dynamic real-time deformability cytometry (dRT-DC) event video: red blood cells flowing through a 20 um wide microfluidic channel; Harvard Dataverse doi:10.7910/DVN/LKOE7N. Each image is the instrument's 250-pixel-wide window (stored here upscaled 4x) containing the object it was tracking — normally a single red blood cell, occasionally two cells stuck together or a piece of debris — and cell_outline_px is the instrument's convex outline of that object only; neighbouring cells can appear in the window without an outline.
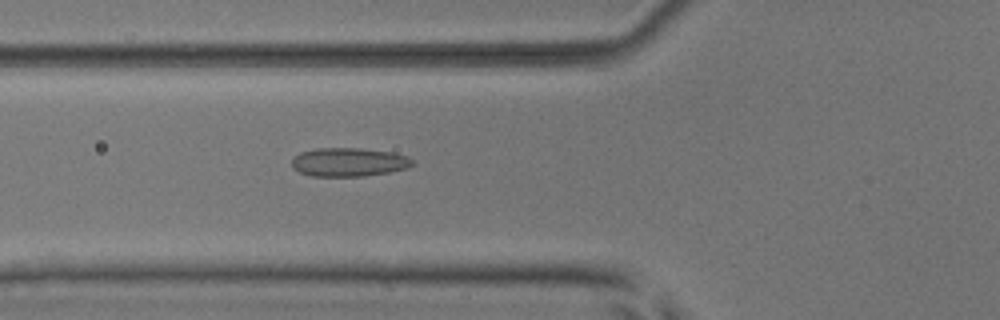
{"species": "common noctule bat (a hibernating species)", "species_latin": "Nyctalus noctula", "temperature_condition": "room temperature", "stored_images_in_passage": 53, "camera_frame_rate_fps": 3000, "um_per_image_px": 0.085, "animal": {"sex": "male", "body_mass_g": 17.9, "forearm_length_mm": 54.2}, "frame": {"image": 1, "passage_image": 20, "time_ms": 6.333, "image_size_px": [1000, 320], "cell_outline_px": [[416, 164], [408, 168], [388, 172], [364, 176], [312, 176], [300, 172], [292, 168], [292, 156], [300, 152], [316, 148], [360, 148], [392, 152], [408, 156]], "centroid_in_image_um": [29.64, 13.77], "position_along_channel_um": 96.2, "area_um2": 20.35}}
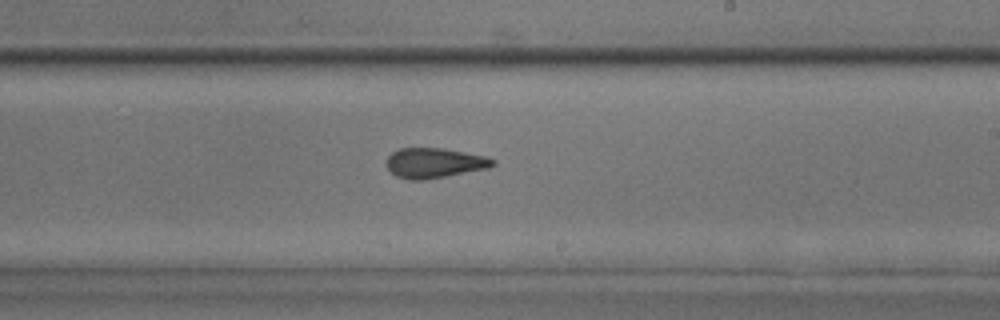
{"frame": {"image": 2, "passage_image": 32, "time_ms": 10.333, "image_size_px": [1000, 320], "cell_outline_px": [[496, 164], [488, 168], [424, 180], [408, 180], [396, 176], [388, 168], [388, 156], [392, 152], [400, 148], [444, 148], [484, 156], [496, 160]], "centroid_in_image_um": [36.93, 13.85], "position_along_channel_um": 252.1, "area_um2": 18.44}}
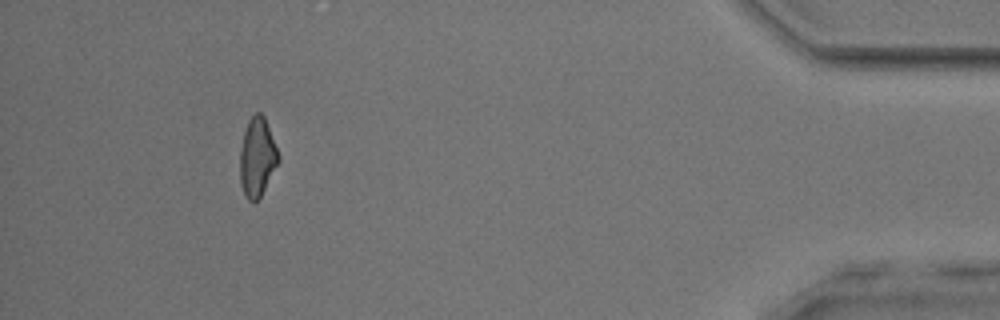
{"frame": {"image": 3, "passage_image": 49, "time_ms": 16.0, "image_size_px": [1000, 320], "cell_outline_px": [[280, 160], [260, 196], [256, 200], [248, 200], [244, 196], [240, 184], [240, 148], [244, 132], [248, 120], [256, 112], [260, 112], [264, 116], [280, 156]], "centroid_in_image_um": [21.85, 13.35], "position_along_channel_um": 413.3, "area_um2": 17.57}, "authors_computed_cell_mechanics": {"area_um2": 18.9006, "velocity_mm_per_s": 3.9083, "shape_relaxation_time_tau1_ms": null, "shape_relaxation_time_tau2_ms": 1.7002, "deformation_change_tau1": null, "deformation_change_tau2": 0.0885}}